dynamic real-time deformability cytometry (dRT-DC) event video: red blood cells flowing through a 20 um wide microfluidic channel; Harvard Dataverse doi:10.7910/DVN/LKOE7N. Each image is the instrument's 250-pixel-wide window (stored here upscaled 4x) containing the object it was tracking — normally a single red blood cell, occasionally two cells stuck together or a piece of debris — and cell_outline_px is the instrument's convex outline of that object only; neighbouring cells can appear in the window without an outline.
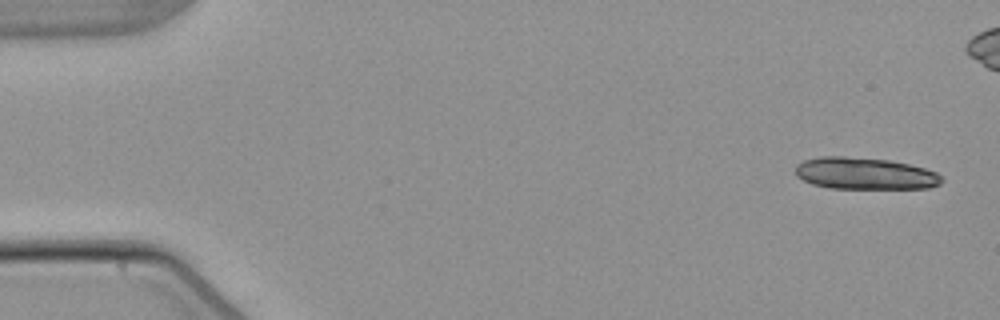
{"species": "common noctule bat (a hibernating species)", "species_latin": "Nyctalus noctula", "temperature_condition": "warm", "stored_images_in_passage": 8, "camera_frame_rate_fps": 3000, "um_per_image_px": 0.085, "animal": {"sex": "male", "body_mass_g": 21.5, "forearm_length_mm": 52.0}, "frame": {"image": 1, "passage_image": 1, "time_ms": 0.0, "image_size_px": [1000, 320], "cell_outline_px": [[944, 180], [940, 184], [928, 188], [828, 188], [812, 184], [796, 176], [796, 164], [804, 160], [820, 156], [844, 156], [888, 160], [908, 164], [924, 168], [936, 172]], "centroid_in_image_um": [73.49, 14.74], "position_along_channel_um": 11.5, "area_um2": 27.11}}